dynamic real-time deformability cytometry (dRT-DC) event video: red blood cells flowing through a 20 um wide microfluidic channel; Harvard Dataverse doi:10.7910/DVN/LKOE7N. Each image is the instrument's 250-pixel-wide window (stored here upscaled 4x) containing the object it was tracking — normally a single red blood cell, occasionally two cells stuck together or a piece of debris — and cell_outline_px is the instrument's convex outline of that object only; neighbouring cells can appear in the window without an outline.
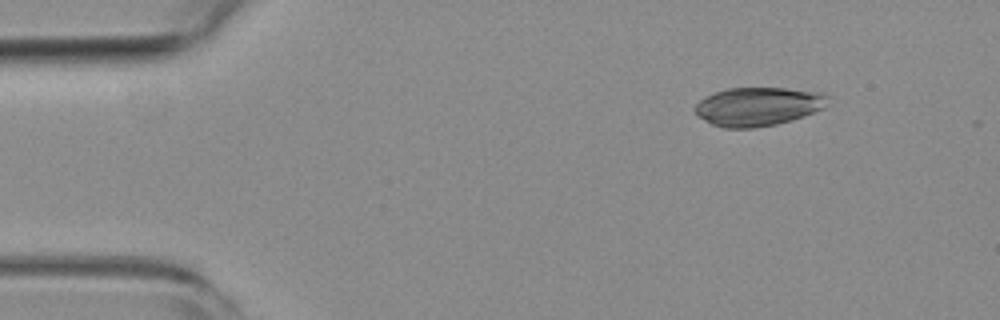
{"species": "common noctule bat (a hibernating species)", "species_latin": "Nyctalus noctula", "temperature_condition": "room temperature", "stored_images_in_passage": 10, "camera_frame_rate_fps": 3000, "um_per_image_px": 0.085, "animal": {"sex": "female", "body_mass_g": 19.3, "forearm_length_mm": 54.1}, "frame": {"image": 1, "passage_image": 1, "time_ms": 0.0, "image_size_px": [1000, 320], "cell_outline_px": [[828, 96], [824, 108], [804, 116], [792, 120], [776, 124], [752, 128], [724, 128], [712, 124], [696, 116], [696, 104], [700, 100], [716, 92], [728, 88], [784, 88], [824, 92]], "centroid_in_image_um": [64.45, 9.05], "position_along_channel_um": 20.5, "area_um2": 29.82}}
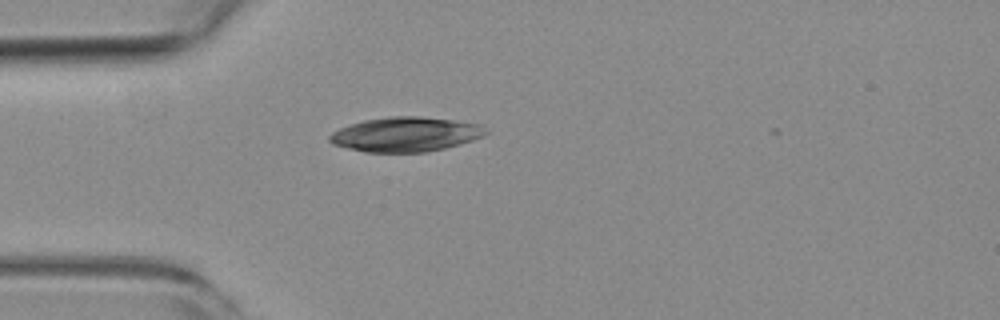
{"frame": {"image": 2, "passage_image": 9, "time_ms": 2.667, "image_size_px": [1000, 320], "cell_outline_px": [[488, 132], [484, 136], [460, 144], [428, 152], [364, 152], [332, 144], [328, 140], [328, 136], [332, 132], [340, 128], [364, 120], [388, 116], [420, 116], [452, 120], [480, 124]], "centroid_in_image_um": [34.46, 11.42], "position_along_channel_um": 50.5, "area_um2": 31.44}}